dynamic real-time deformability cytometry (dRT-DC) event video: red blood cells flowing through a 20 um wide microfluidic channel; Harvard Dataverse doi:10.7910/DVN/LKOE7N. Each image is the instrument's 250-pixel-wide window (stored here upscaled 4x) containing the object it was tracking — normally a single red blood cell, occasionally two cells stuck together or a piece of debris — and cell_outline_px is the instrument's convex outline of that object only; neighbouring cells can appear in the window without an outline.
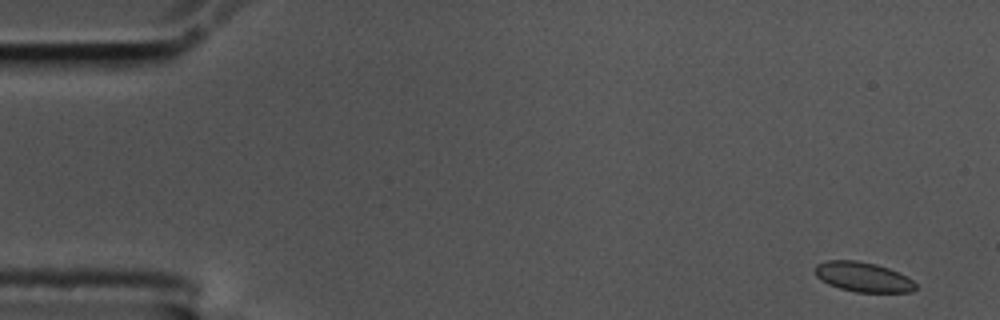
{"species": "common noctule bat (a hibernating species)", "species_latin": "Nyctalus noctula", "temperature_condition": "cold", "stored_images_in_passage": 4, "camera_frame_rate_fps": 3000, "um_per_image_px": 0.085, "animal": {"sex": "male", "body_mass_g": 17.5, "forearm_length_mm": 52.3}, "frame": {"image": 1, "passage_image": 1, "time_ms": 0.0, "image_size_px": [1000, 320], "cell_outline_px": [[916, 288], [912, 292], [856, 292], [840, 288], [828, 284], [820, 280], [816, 276], [812, 268], [816, 264], [828, 260], [856, 260], [876, 264], [888, 268], [912, 280], [916, 284]], "centroid_in_image_um": [73.29, 23.54], "position_along_channel_um": 11.7, "area_um2": 17.46}}
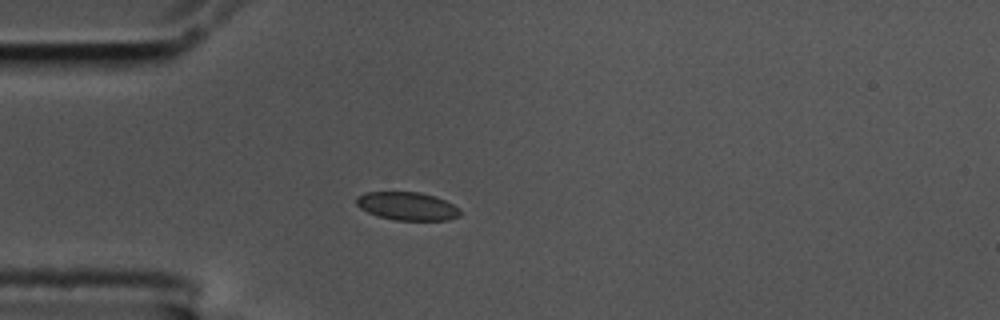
{"frame": {"image": 2, "passage_image": 4, "time_ms": 1.0, "image_size_px": [1000, 320], "cell_outline_px": [[460, 216], [448, 220], [396, 220], [380, 216], [368, 212], [360, 208], [356, 204], [356, 196], [364, 192], [420, 192], [436, 196], [460, 208]], "centroid_in_image_um": [34.62, 17.51], "position_along_channel_um": 50.4, "area_um2": 17.05}}